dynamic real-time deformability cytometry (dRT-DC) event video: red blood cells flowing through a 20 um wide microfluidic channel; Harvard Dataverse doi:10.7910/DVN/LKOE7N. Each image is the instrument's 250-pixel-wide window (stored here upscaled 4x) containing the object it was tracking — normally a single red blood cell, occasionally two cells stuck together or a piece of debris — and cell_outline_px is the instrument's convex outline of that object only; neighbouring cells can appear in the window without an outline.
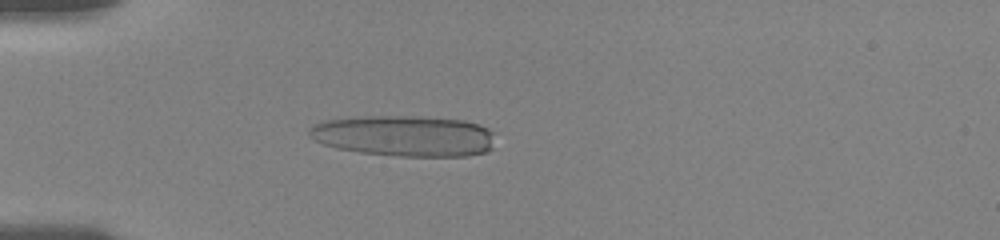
{"species": "human", "species_latin": "Homo sapiens", "temperature_condition": "room temperature", "stored_images_in_passage": 57, "camera_frame_rate_fps": 3000, "um_per_image_px": 0.085, "donor": {"sex": "female"}, "frame": {"image": 1, "passage_image": 23, "time_ms": 5.0, "image_size_px": [1000, 240], "cell_outline_px": [[492, 148], [484, 152], [468, 156], [400, 156], [360, 152], [336, 148], [324, 144], [308, 136], [308, 128], [312, 124], [324, 120], [364, 116], [404, 116], [464, 120], [480, 124], [488, 128], [492, 132]], "centroid_in_image_um": [34.33, 11.55], "position_along_channel_um": 50.7, "area_um2": 44.33}}
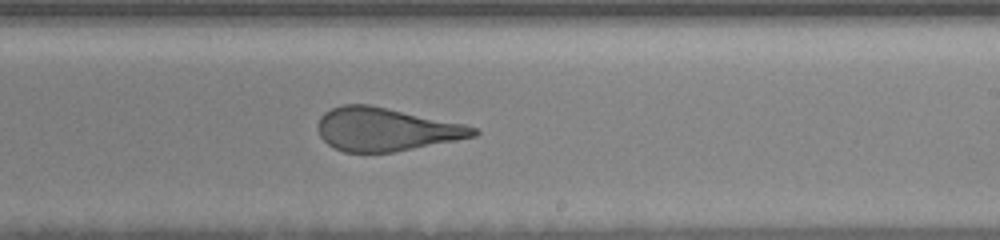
{"frame": {"image": 2, "passage_image": 38, "time_ms": 11.0, "image_size_px": [1000, 240], "cell_outline_px": [[480, 132], [476, 136], [456, 140], [392, 152], [344, 152], [332, 148], [320, 136], [320, 116], [324, 112], [332, 108], [344, 104], [372, 104], [464, 124], [476, 128]], "centroid_in_image_um": [32.8, 10.98], "position_along_channel_um": 256.2, "area_um2": 39.02}}
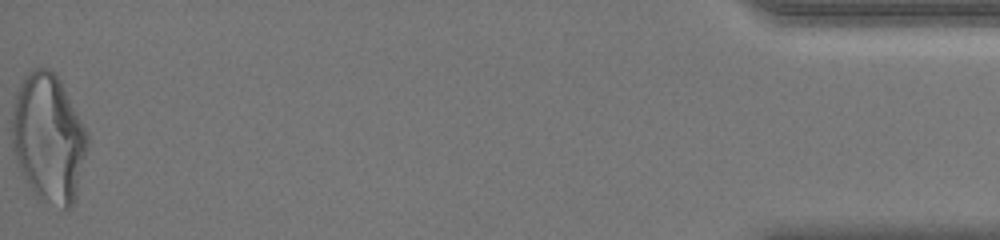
{"frame": {"image": 3, "passage_image": 57, "time_ms": 18.0, "image_size_px": [1000, 240], "cell_outline_px": [[88, 144], [76, 196], [72, 204], [64, 212], [40, 200], [36, 196], [28, 184], [20, 168], [12, 148], [12, 116], [16, 92], [24, 76], [32, 68], [48, 68], [60, 80], [88, 132]], "centroid_in_image_um": [4.13, 11.76], "position_along_channel_um": 431.1, "area_um2": 56.53}, "authors_computed_cell_mechanics": {"area_um2": 44.3326, "velocity_mm_per_s": 3.7158, "shape_relaxation_time_tau1_ms": 8.9576, "shape_relaxation_time_tau2_ms": 1.2685, "deformation_change_tau1": 0.2925, "deformation_change_tau2": 0.1159}}